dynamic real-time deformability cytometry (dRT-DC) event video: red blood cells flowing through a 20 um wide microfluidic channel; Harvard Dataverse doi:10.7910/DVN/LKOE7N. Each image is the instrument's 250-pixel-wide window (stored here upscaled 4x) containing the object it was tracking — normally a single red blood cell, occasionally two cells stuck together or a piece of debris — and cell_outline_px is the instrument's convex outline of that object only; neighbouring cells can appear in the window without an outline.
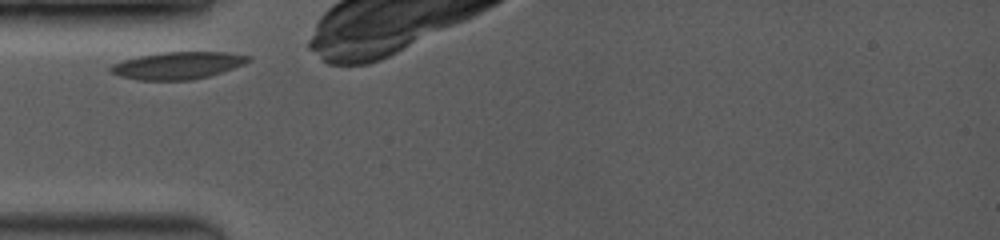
{"species": "common noctule bat (a hibernating species)", "species_latin": "Nyctalus noctula", "temperature_condition": "room temperature", "stored_images_in_passage": 9, "camera_frame_rate_fps": 3500, "um_per_image_px": 0.085, "animal": {"sex": "female", "body_mass_g": 19.0, "forearm_length_mm": 53.3}, "frame": {"image": 1, "passage_image": 1, "time_ms": 0.0, "image_size_px": [1000, 240], "cell_outline_px": [[252, 60], [244, 64], [208, 76], [192, 80], [140, 80], [120, 76], [112, 72], [108, 68], [112, 64], [124, 60], [140, 56], [164, 52], [224, 52], [252, 56]], "centroid_in_image_um": [15.12, 5.56], "position_along_channel_um": 69.9, "area_um2": 21.62}}
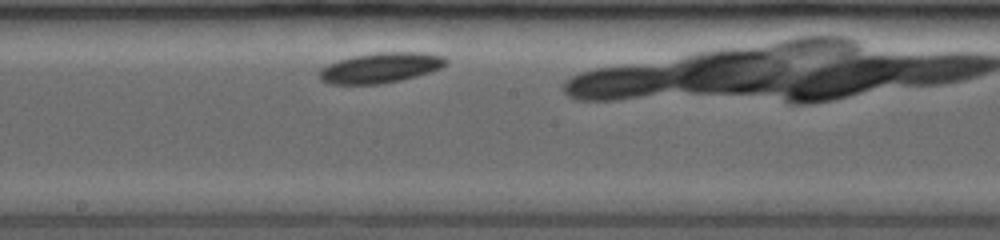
{"frame": {"image": 2, "passage_image": 6, "time_ms": 4.0, "image_size_px": [1000, 240], "cell_outline_px": [[448, 64], [444, 68], [416, 76], [400, 80], [380, 84], [328, 84], [320, 80], [320, 68], [328, 64], [340, 60], [356, 56], [376, 52], [424, 52], [444, 56], [448, 60]], "centroid_in_image_um": [32.4, 5.76], "position_along_channel_um": 215.8, "area_um2": 22.43}}